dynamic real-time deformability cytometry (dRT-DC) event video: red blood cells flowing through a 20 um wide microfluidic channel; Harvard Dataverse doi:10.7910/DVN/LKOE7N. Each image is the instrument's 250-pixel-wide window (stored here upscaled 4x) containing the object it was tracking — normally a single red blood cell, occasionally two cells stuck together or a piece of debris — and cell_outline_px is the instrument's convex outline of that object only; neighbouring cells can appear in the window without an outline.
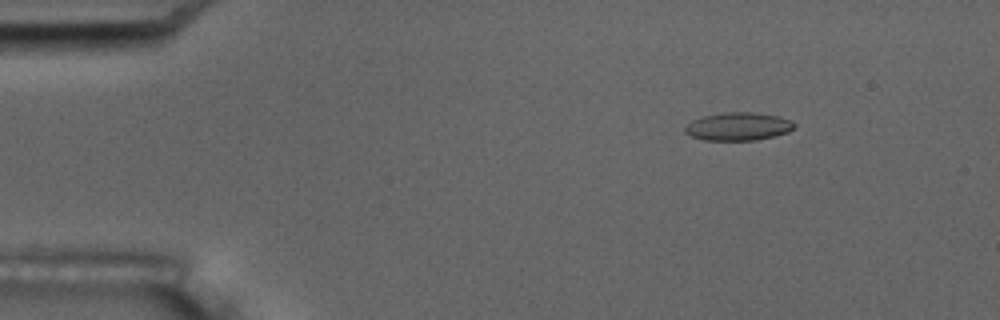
{"species": "common noctule bat (a hibernating species)", "species_latin": "Nyctalus noctula", "temperature_condition": "room temperature", "stored_images_in_passage": 5, "camera_frame_rate_fps": 3000, "um_per_image_px": 0.085, "animal": {"sex": "male", "body_mass_g": 17.5, "forearm_length_mm": 52.3}, "frame": {"image": 1, "passage_image": 3, "time_ms": 2.333, "image_size_px": [1000, 320], "cell_outline_px": [[796, 128], [788, 132], [756, 140], [704, 140], [692, 136], [684, 132], [684, 128], [692, 120], [704, 116], [724, 112], [752, 112], [776, 116], [792, 120], [796, 124]], "centroid_in_image_um": [62.76, 10.75], "position_along_channel_um": 22.2, "area_um2": 17.8}}
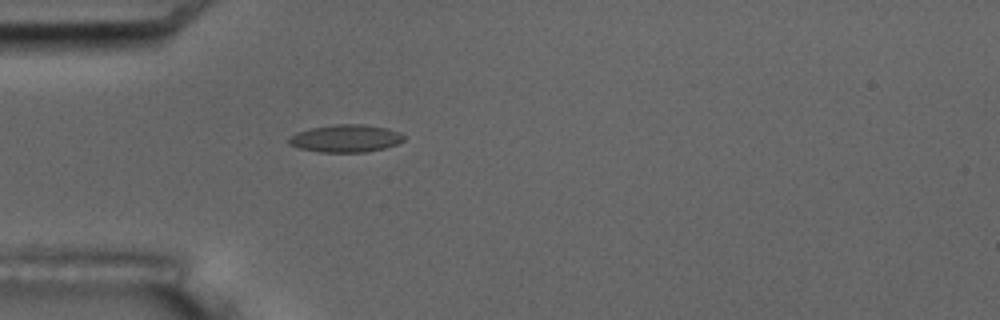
{"frame": {"image": 2, "passage_image": 5, "time_ms": 5.333, "image_size_px": [1000, 320], "cell_outline_px": [[404, 140], [396, 144], [384, 148], [364, 152], [320, 152], [300, 148], [288, 144], [288, 140], [296, 132], [308, 128], [332, 124], [364, 124], [388, 128], [400, 132], [404, 136]], "centroid_in_image_um": [29.38, 11.75], "position_along_channel_um": 55.6, "area_um2": 18.55}}